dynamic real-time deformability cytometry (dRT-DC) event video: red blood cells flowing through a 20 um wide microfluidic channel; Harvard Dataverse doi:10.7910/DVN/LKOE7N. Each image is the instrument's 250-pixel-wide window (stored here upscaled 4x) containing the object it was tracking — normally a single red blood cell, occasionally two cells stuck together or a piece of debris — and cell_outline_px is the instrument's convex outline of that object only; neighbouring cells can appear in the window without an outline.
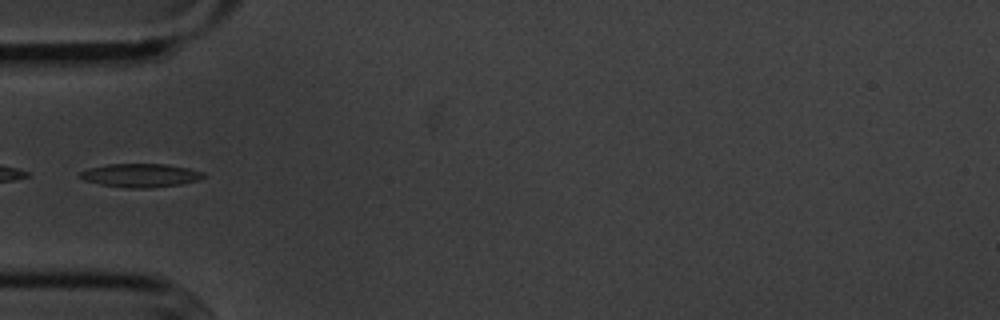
{"species": "common noctule bat (a hibernating species)", "species_latin": "Nyctalus noctula", "temperature_condition": "cold", "stored_images_in_passage": 4, "camera_frame_rate_fps": 3000, "um_per_image_px": 0.085, "animal": {"sex": "male", "body_mass_g": 20.1, "forearm_length_mm": 53.5}, "frame": {"image": 1, "passage_image": 4, "time_ms": 4.0, "image_size_px": [1000, 320], "cell_outline_px": [[204, 176], [200, 180], [184, 184], [152, 188], [128, 188], [100, 184], [84, 180], [80, 176], [80, 172], [88, 168], [108, 164], [164, 164], [188, 168], [204, 172]], "centroid_in_image_um": [11.98, 14.91], "position_along_channel_um": 73.0, "area_um2": 16.99}}